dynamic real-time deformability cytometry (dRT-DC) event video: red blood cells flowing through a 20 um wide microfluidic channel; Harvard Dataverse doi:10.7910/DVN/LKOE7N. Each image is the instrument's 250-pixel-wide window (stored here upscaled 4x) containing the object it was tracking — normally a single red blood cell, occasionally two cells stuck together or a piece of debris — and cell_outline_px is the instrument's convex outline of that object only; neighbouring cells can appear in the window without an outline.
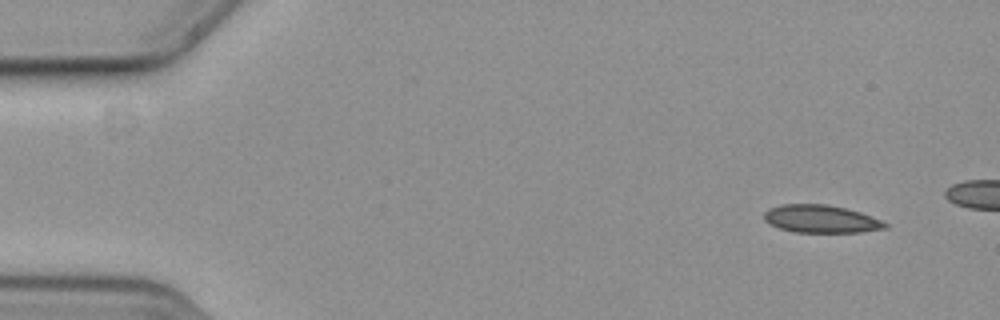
{"species": "common noctule bat (a hibernating species)", "species_latin": "Nyctalus noctula", "temperature_condition": "cold", "stored_images_in_passage": 13, "camera_frame_rate_fps": 3000, "um_per_image_px": 0.085, "animal": {"sex": "female", "body_mass_g": 19.3, "forearm_length_mm": 54.1}, "frame": {"image": 1, "passage_image": 1, "time_ms": 0.0, "image_size_px": [1000, 320], "cell_outline_px": [[888, 228], [860, 232], [796, 232], [780, 228], [768, 224], [764, 220], [764, 212], [768, 208], [780, 204], [828, 204], [860, 212], [872, 216], [888, 224]], "centroid_in_image_um": [69.76, 18.6], "position_along_channel_um": 15.2, "area_um2": 19.65}}